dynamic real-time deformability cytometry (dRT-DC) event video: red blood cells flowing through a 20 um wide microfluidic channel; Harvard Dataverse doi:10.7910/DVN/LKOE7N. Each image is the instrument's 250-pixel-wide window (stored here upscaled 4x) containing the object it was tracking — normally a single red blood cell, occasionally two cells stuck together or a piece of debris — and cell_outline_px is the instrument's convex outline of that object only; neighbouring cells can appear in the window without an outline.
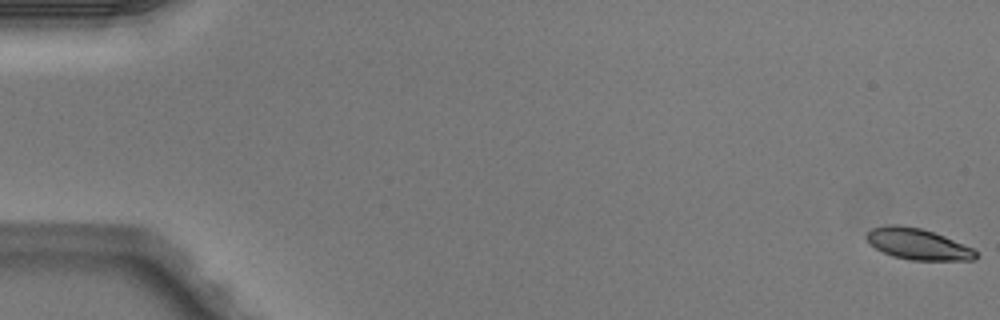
{"species": "Egyptian fruit bat (a non-hibernating species)", "species_latin": "Rousettus aegyptiacus", "temperature_condition": "warm", "stored_images_in_passage": 5, "camera_frame_rate_fps": 3000, "um_per_image_px": 0.085, "animal": {"sex": "male"}, "frame": {"image": 1, "passage_image": 1, "time_ms": 0.0, "image_size_px": [1000, 320], "cell_outline_px": [[976, 260], [912, 260], [892, 256], [876, 248], [868, 240], [868, 232], [872, 228], [892, 224], [900, 224], [920, 228], [944, 236], [972, 248], [976, 252]], "centroid_in_image_um": [78.03, 20.74], "position_along_channel_um": 7.0, "area_um2": 19.42}}
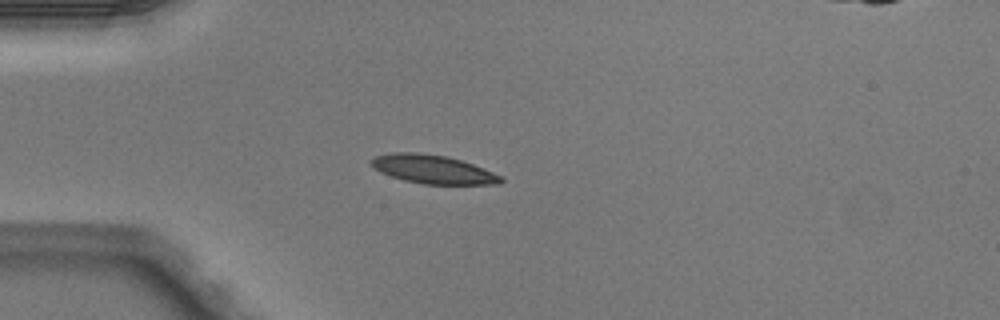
{"frame": {"image": 2, "passage_image": 5, "time_ms": 1.333, "image_size_px": [1000, 320], "cell_outline_px": [[504, 180], [500, 184], [424, 184], [404, 180], [380, 172], [368, 160], [376, 156], [392, 152], [416, 152], [448, 156], [472, 164], [504, 176]], "centroid_in_image_um": [36.82, 14.39], "position_along_channel_um": 48.2, "area_um2": 21.56}}